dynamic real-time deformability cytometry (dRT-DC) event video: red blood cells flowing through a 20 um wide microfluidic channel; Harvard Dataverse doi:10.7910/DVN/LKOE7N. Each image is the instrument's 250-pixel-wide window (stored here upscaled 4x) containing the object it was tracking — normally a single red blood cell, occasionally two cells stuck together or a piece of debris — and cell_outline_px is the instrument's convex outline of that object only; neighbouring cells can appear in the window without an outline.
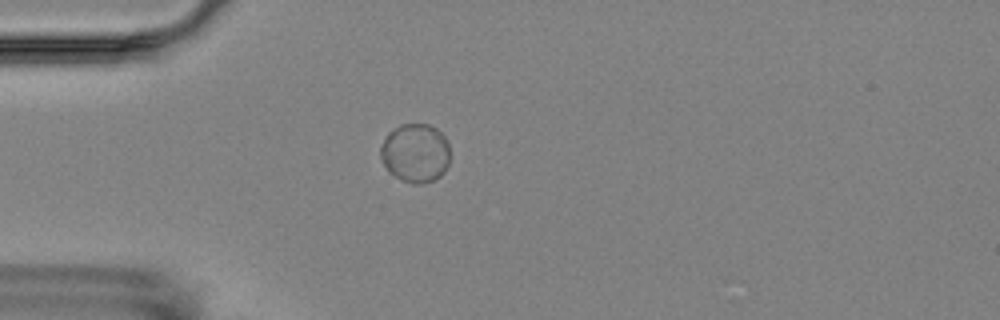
{"species": "Egyptian fruit bat (a non-hibernating species)", "species_latin": "Rousettus aegyptiacus", "temperature_condition": "room temperature", "stored_images_in_passage": 1, "camera_frame_rate_fps": 3000, "um_per_image_px": 0.085, "animal": {"sex": "female"}, "frame": {"image": 1, "passage_image": 1, "time_ms": 0.0, "image_size_px": [1000, 320], "cell_outline_px": [[448, 164], [444, 172], [440, 176], [432, 180], [420, 184], [412, 184], [388, 172], [380, 156], [380, 148], [388, 132], [392, 128], [400, 124], [428, 124], [436, 128], [448, 140]], "centroid_in_image_um": [35.29, 12.99], "position_along_channel_um": 49.7, "area_um2": 23.81}}